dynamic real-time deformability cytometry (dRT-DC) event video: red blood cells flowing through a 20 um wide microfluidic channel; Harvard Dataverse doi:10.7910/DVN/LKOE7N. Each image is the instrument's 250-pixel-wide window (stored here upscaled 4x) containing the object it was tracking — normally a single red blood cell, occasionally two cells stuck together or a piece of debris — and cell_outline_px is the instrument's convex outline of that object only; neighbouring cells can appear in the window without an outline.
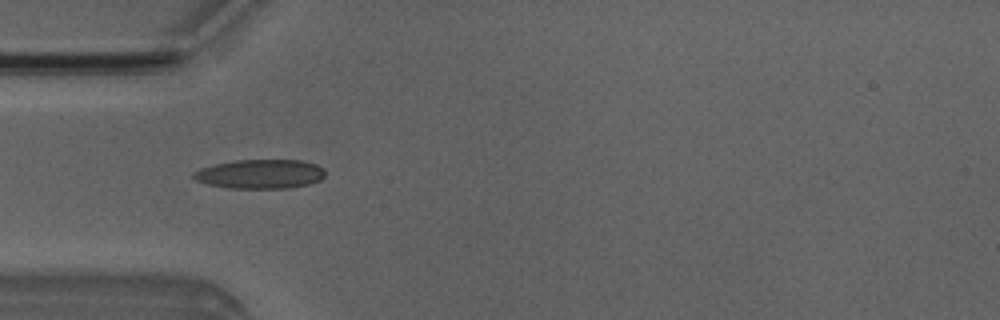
{"species": "Egyptian fruit bat (a non-hibernating species)", "species_latin": "Rousettus aegyptiacus", "temperature_condition": "room temperature", "stored_images_in_passage": 4, "camera_frame_rate_fps": 3000, "um_per_image_px": 0.085, "animal": {"sex": "male"}, "frame": {"image": 1, "passage_image": 1, "time_ms": 0.0, "image_size_px": [1000, 320], "cell_outline_px": [[324, 176], [320, 180], [308, 184], [288, 188], [228, 188], [208, 184], [196, 180], [192, 176], [192, 172], [200, 168], [216, 164], [236, 160], [300, 160], [316, 164], [324, 168]], "centroid_in_image_um": [22.11, 14.79], "position_along_channel_um": 62.9, "area_um2": 22.37}}
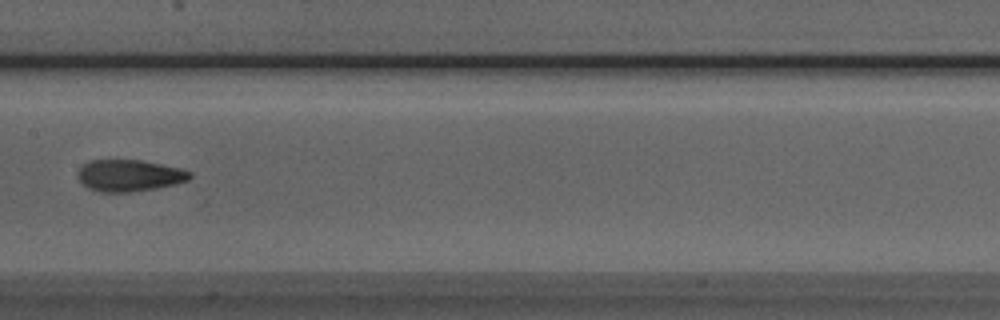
{"frame": {"image": 2, "passage_image": 4, "time_ms": 3.333, "image_size_px": [1000, 320], "cell_outline_px": [[192, 176], [188, 180], [176, 184], [156, 188], [128, 192], [100, 192], [88, 188], [76, 176], [80, 168], [88, 160], [140, 160], [180, 168], [192, 172]], "centroid_in_image_um": [10.99, 14.92], "position_along_channel_um": 196.4, "area_um2": 20.63}}